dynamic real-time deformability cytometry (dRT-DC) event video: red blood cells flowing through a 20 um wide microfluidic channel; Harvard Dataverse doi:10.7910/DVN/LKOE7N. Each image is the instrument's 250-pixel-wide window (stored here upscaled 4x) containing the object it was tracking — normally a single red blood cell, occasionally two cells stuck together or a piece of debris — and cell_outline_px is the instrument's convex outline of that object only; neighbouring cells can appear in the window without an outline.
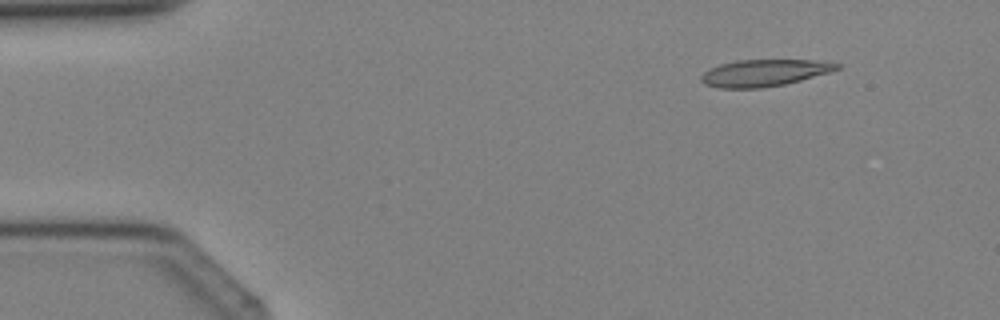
{"species": "Egyptian fruit bat (a non-hibernating species)", "species_latin": "Rousettus aegyptiacus", "temperature_condition": "cold", "stored_images_in_passage": 2, "camera_frame_rate_fps": 3000, "um_per_image_px": 0.085, "animal": {"sex": "female"}, "frame": {"image": 1, "passage_image": 1, "time_ms": 0.0, "image_size_px": [1000, 320], "cell_outline_px": [[840, 68], [832, 72], [784, 84], [760, 88], [720, 88], [704, 84], [700, 80], [700, 76], [704, 72], [720, 64], [736, 60], [812, 60], [840, 64]], "centroid_in_image_um": [64.95, 6.19], "position_along_channel_um": 20.1, "area_um2": 21.1}}